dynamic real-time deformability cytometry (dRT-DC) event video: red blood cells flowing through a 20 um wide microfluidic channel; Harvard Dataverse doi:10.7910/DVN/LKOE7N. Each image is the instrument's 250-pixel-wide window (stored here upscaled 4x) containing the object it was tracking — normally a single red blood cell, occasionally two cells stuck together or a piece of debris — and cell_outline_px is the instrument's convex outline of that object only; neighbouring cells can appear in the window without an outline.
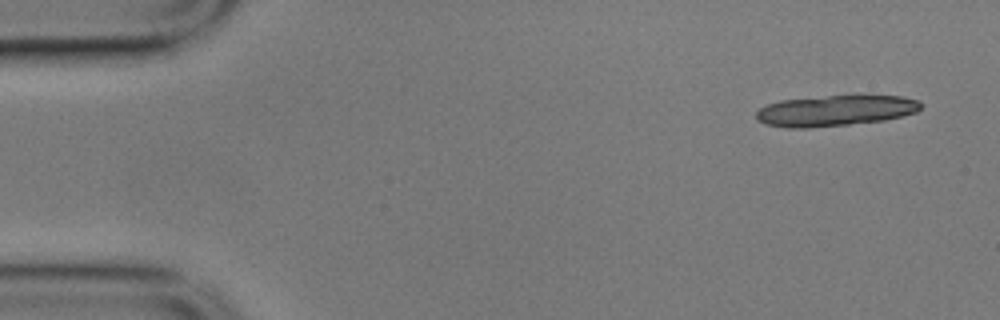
{"species": "common noctule bat (a hibernating species)", "species_latin": "Nyctalus noctula", "temperature_condition": "cold", "stored_images_in_passage": 4, "camera_frame_rate_fps": 3000, "um_per_image_px": 0.085, "animal": {"sex": "male", "body_mass_g": 17.9}, "frame": {"image": 1, "passage_image": 1, "time_ms": 0.0, "image_size_px": [1000, 320], "cell_outline_px": [[924, 104], [916, 112], [884, 120], [848, 124], [808, 128], [784, 128], [764, 124], [756, 120], [756, 112], [760, 108], [768, 104], [780, 100], [828, 96], [900, 96], [920, 100]], "centroid_in_image_um": [70.97, 9.41], "position_along_channel_um": 14.0, "area_um2": 29.48}}